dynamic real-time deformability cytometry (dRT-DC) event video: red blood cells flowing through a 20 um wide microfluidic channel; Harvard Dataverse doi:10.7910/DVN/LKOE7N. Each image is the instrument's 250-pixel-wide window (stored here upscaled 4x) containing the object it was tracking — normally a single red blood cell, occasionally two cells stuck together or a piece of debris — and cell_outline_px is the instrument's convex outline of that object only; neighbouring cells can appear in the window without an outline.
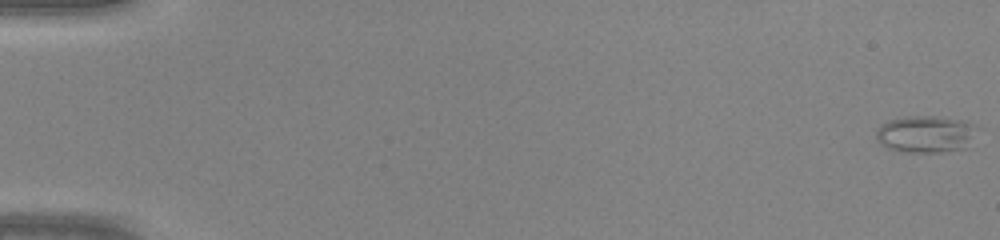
{"species": "common noctule bat (a hibernating species)", "species_latin": "Nyctalus noctula", "temperature_condition": "warm", "stored_images_in_passage": 47, "camera_frame_rate_fps": 3000, "um_per_image_px": 0.085, "animal": {"sex": "male", "body_mass_g": 20.0, "forearm_length_mm": 53.3}, "frame": {"image": 1, "passage_image": 1, "time_ms": 0.0, "image_size_px": [1000, 240], "cell_outline_px": [[980, 128], [964, 148], [940, 152], [908, 152], [888, 148], [876, 140], [876, 132], [888, 120], [908, 116], [944, 116], [968, 120], [976, 124]], "centroid_in_image_um": [78.76, 11.37], "position_along_channel_um": 6.2, "area_um2": 21.96}}
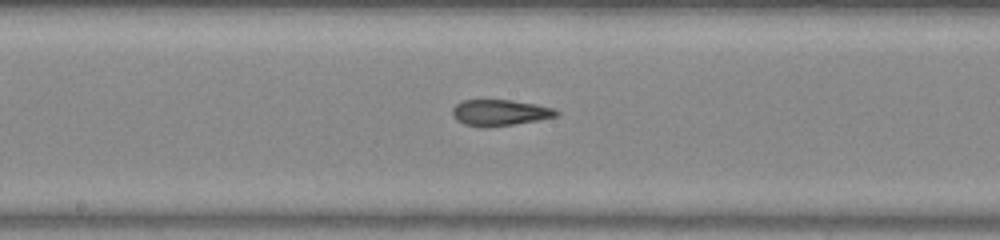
{"frame": {"image": 2, "passage_image": 26, "time_ms": 8.333, "image_size_px": [1000, 240], "cell_outline_px": [[560, 112], [556, 116], [536, 120], [512, 124], [484, 128], [464, 124], [456, 120], [452, 116], [452, 108], [460, 100], [512, 100], [536, 104], [556, 108]], "centroid_in_image_um": [42.46, 9.57], "position_along_channel_um": 205.7, "area_um2": 15.9}}
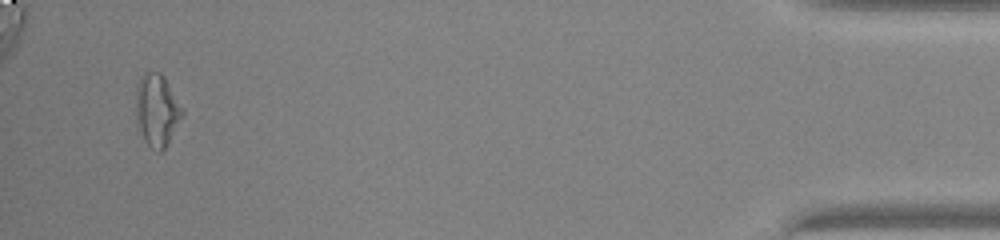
{"frame": {"image": 3, "passage_image": 45, "time_ms": 14.667, "image_size_px": [1000, 240], "cell_outline_px": [[184, 116], [168, 144], [160, 152], [152, 148], [144, 140], [136, 120], [136, 92], [140, 76], [144, 72], [160, 72], [164, 76], [184, 108]], "centroid_in_image_um": [13.37, 9.35], "position_along_channel_um": 421.8, "area_um2": 19.77}}